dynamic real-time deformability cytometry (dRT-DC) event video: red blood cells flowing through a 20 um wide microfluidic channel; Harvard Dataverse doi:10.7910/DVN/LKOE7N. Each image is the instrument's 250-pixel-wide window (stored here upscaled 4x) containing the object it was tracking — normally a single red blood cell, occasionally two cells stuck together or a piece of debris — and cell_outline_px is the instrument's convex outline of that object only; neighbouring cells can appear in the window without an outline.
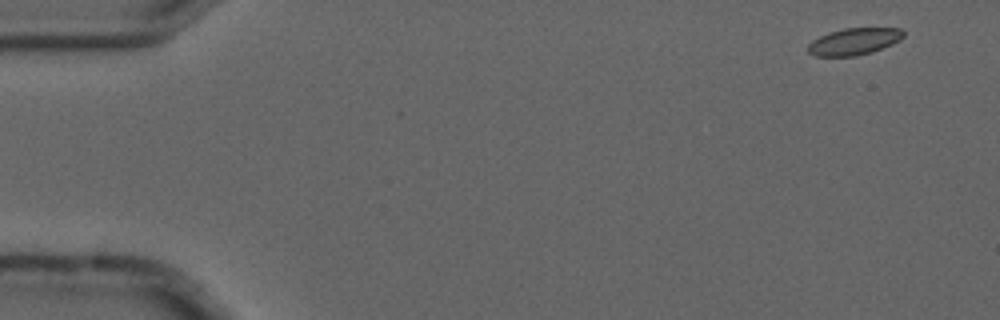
{"species": "common noctule bat (a hibernating species)", "species_latin": "Nyctalus noctula", "temperature_condition": "cold", "stored_images_in_passage": 6, "camera_frame_rate_fps": 3000, "um_per_image_px": 0.085, "animal": {"sex": "male", "forearm_length_mm": 52.5}, "frame": {"image": 1, "passage_image": 1, "time_ms": 0.0, "image_size_px": [1000, 320], "cell_outline_px": [[904, 36], [900, 40], [892, 44], [872, 52], [856, 56], [816, 56], [808, 52], [808, 44], [812, 40], [828, 32], [844, 28], [900, 28], [904, 32]], "centroid_in_image_um": [72.59, 3.52], "position_along_channel_um": 12.4, "area_um2": 14.97}}
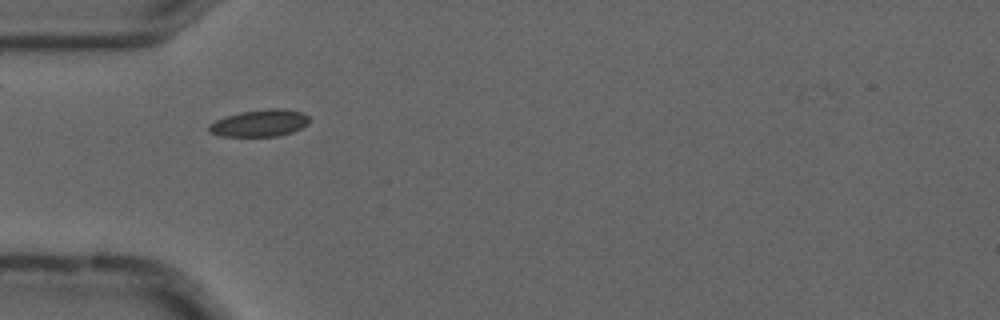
{"frame": {"image": 2, "passage_image": 5, "time_ms": 1.333, "image_size_px": [1000, 320], "cell_outline_px": [[312, 120], [308, 124], [292, 132], [280, 136], [220, 136], [208, 132], [208, 124], [224, 116], [240, 112], [268, 108], [284, 108], [304, 112]], "centroid_in_image_um": [22.09, 10.45], "position_along_channel_um": 62.9, "area_um2": 16.13}}
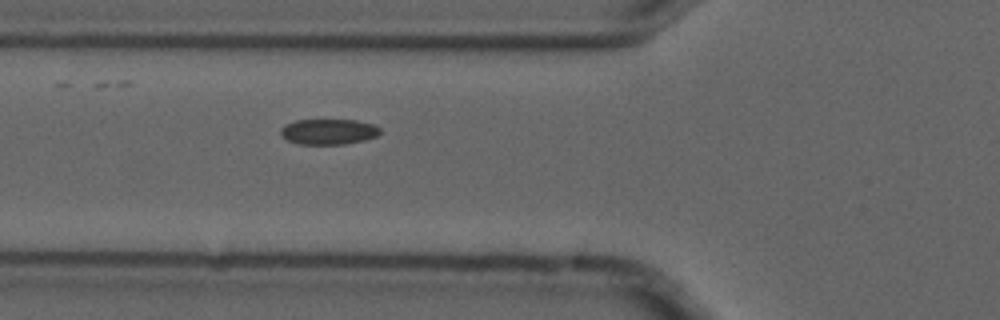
{"frame": {"image": 3, "passage_image": 6, "time_ms": 1.667, "image_size_px": [1000, 320], "cell_outline_px": [[380, 132], [376, 136], [364, 140], [344, 144], [300, 144], [288, 140], [280, 132], [280, 128], [284, 124], [296, 120], [356, 120], [372, 124], [380, 128]], "centroid_in_image_um": [27.91, 11.18], "position_along_channel_um": 97.9, "area_um2": 14.68}}